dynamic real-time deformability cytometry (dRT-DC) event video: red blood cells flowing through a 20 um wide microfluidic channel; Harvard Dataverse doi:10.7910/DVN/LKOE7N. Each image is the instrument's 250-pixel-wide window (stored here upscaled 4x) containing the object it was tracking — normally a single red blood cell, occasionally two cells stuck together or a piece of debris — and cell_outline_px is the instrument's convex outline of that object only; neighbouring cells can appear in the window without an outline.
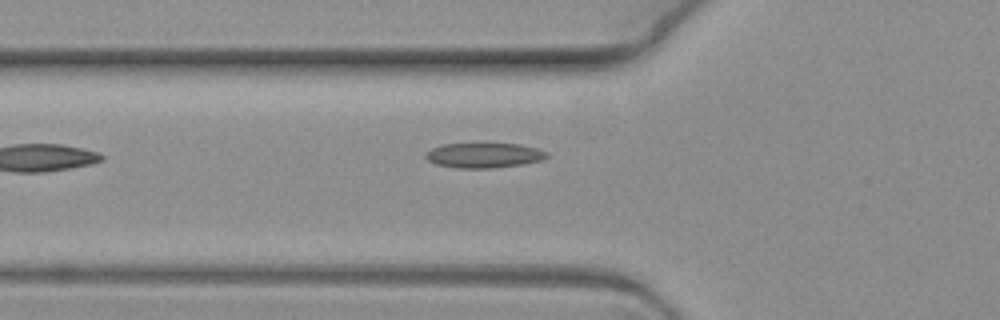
{"species": "common noctule bat (a hibernating species)", "species_latin": "Nyctalus noctula", "temperature_condition": "warm", "stored_images_in_passage": 7, "camera_frame_rate_fps": 3000, "um_per_image_px": 0.085, "animal": {"sex": "female", "body_mass_g": 19.3, "forearm_length_mm": 54.1}, "frame": {"image": 1, "passage_image": 7, "time_ms": 2.0, "image_size_px": [1000, 320], "cell_outline_px": [[548, 156], [544, 160], [524, 164], [492, 168], [456, 168], [436, 164], [428, 160], [424, 156], [432, 148], [440, 144], [520, 144], [536, 148], [548, 152]], "centroid_in_image_um": [41.16, 13.21], "position_along_channel_um": 84.6, "area_um2": 17.63}}